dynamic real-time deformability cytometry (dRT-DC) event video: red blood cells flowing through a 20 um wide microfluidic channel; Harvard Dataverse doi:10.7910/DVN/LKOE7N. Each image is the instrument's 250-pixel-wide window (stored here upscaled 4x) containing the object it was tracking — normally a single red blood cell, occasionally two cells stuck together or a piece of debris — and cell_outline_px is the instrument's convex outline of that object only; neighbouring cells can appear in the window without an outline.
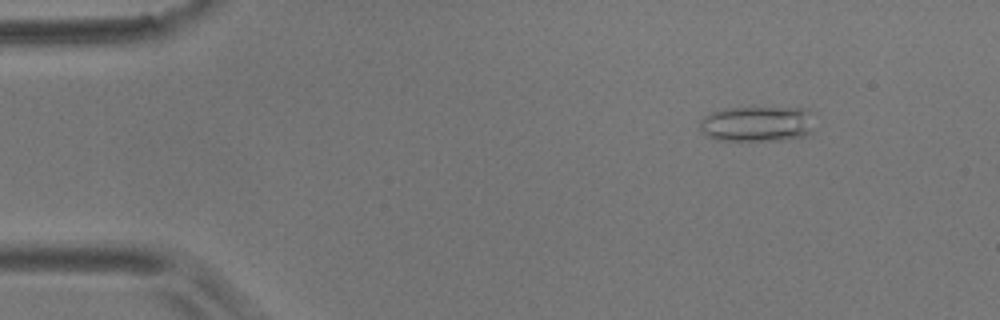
{"species": "common noctule bat (a hibernating species)", "species_latin": "Nyctalus noctula", "temperature_condition": "room temperature", "stored_images_in_passage": 56, "camera_frame_rate_fps": 3000, "um_per_image_px": 0.085, "animal": {"sex": "male", "body_mass_g": 17.9}, "frame": {"image": 1, "passage_image": 7, "time_ms": 2.0, "image_size_px": [1000, 320], "cell_outline_px": [[816, 128], [812, 132], [804, 136], [784, 140], [716, 140], [708, 136], [700, 128], [700, 120], [704, 116], [712, 112], [724, 108], [808, 108], [816, 112]], "centroid_in_image_um": [64.5, 10.52], "position_along_channel_um": 20.5, "area_um2": 24.39}}
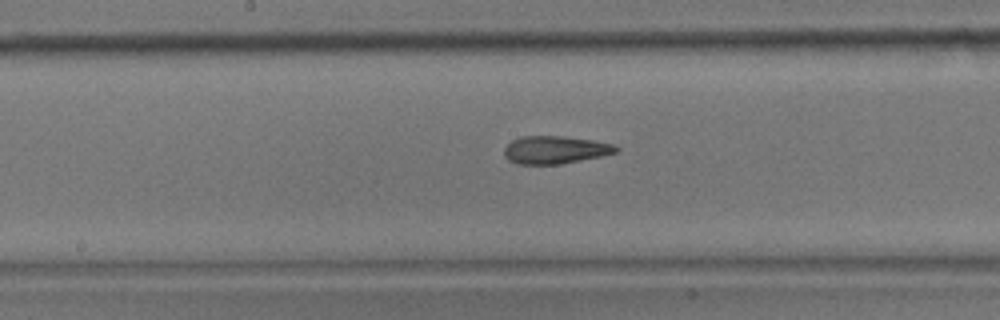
{"frame": {"image": 2, "passage_image": 29, "time_ms": 9.333, "image_size_px": [1000, 320], "cell_outline_px": [[620, 148], [616, 152], [600, 156], [560, 164], [516, 164], [508, 160], [504, 156], [504, 148], [512, 140], [520, 136], [564, 136], [592, 140], [616, 144]], "centroid_in_image_um": [47.17, 12.73], "position_along_channel_um": 201.0, "area_um2": 18.15}}
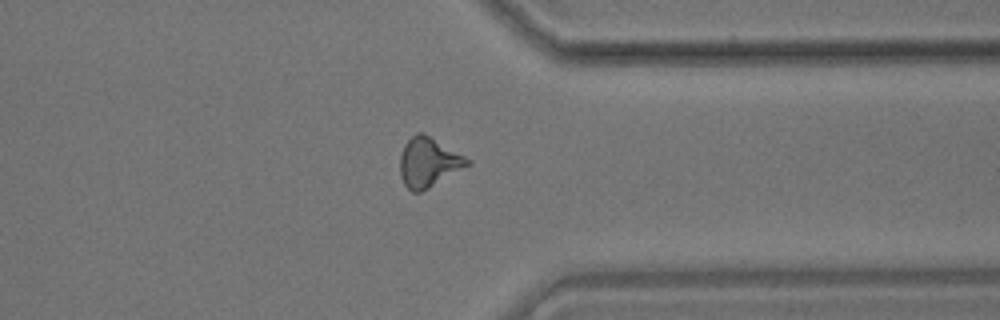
{"frame": {"image": 3, "passage_image": 44, "time_ms": 14.333, "image_size_px": [1000, 320], "cell_outline_px": [[472, 164], [428, 188], [420, 192], [412, 192], [404, 184], [400, 176], [400, 156], [404, 144], [416, 132], [424, 132], [472, 160]], "centroid_in_image_um": [36.43, 13.78], "position_along_channel_um": 375.0, "area_um2": 19.54}, "authors_computed_cell_mechanics": {"area_um2": 18.6405, "velocity_mm_per_s": 3.564, "shape_relaxation_time_tau1_ms": null, "shape_relaxation_time_tau2_ms": 3.135, "deformation_change_tau1": null, "deformation_change_tau2": 0.1304}}